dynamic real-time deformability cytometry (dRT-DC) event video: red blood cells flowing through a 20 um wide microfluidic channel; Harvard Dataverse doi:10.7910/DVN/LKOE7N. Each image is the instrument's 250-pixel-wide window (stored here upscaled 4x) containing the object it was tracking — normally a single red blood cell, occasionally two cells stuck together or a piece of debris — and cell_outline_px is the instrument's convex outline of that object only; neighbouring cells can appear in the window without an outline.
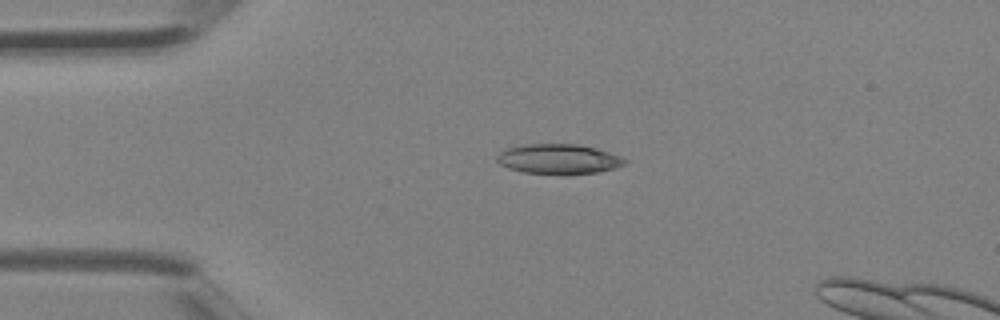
{"species": "Egyptian fruit bat (a non-hibernating species)", "species_latin": "Rousettus aegyptiacus", "temperature_condition": "room temperature", "stored_images_in_passage": 3, "camera_frame_rate_fps": 3000, "um_per_image_px": 0.085, "animal": {"sex": "female"}, "frame": {"image": 1, "passage_image": 2, "time_ms": 0.333, "image_size_px": [1000, 320], "cell_outline_px": [[628, 164], [616, 168], [596, 172], [524, 172], [508, 168], [500, 164], [496, 160], [496, 156], [504, 148], [524, 144], [576, 144], [596, 148], [620, 156], [628, 160]], "centroid_in_image_um": [47.47, 13.48], "position_along_channel_um": 37.5, "area_um2": 21.79}}